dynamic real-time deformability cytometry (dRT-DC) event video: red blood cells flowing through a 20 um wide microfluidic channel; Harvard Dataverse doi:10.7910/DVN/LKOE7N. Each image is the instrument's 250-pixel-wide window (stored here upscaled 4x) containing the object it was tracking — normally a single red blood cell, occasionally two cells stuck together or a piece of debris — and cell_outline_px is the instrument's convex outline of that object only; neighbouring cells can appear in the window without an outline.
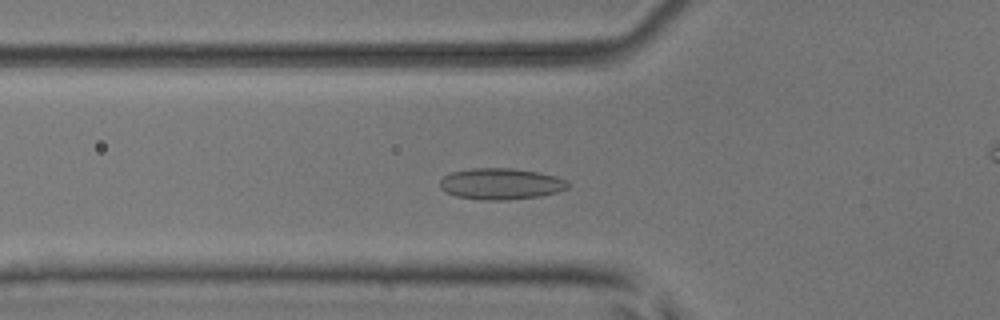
{"species": "common noctule bat (a hibernating species)", "species_latin": "Nyctalus noctula", "temperature_condition": "room temperature", "stored_images_in_passage": 40, "camera_frame_rate_fps": 3000, "um_per_image_px": 0.085, "animal": {"sex": "male", "body_mass_g": 17.9, "forearm_length_mm": 54.2}, "frame": {"image": 1, "passage_image": 5, "time_ms": 1.333, "image_size_px": [1000, 320], "cell_outline_px": [[568, 188], [556, 192], [540, 196], [508, 200], [484, 200], [456, 196], [440, 188], [440, 180], [444, 176], [452, 172], [472, 168], [512, 168], [536, 172], [556, 176], [564, 180], [568, 184]], "centroid_in_image_um": [42.55, 15.63], "position_along_channel_um": 83.2, "area_um2": 23.12}}
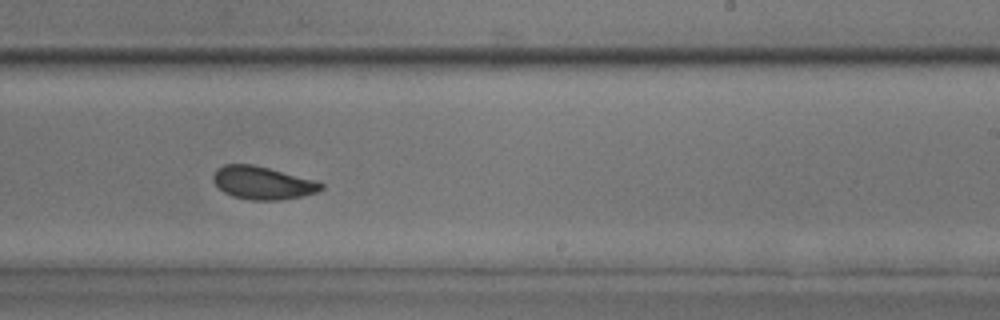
{"frame": {"image": 2, "passage_image": 19, "time_ms": 6.0, "image_size_px": [1000, 320], "cell_outline_px": [[324, 188], [316, 192], [304, 196], [280, 200], [252, 200], [232, 196], [224, 192], [212, 180], [212, 176], [216, 168], [224, 164], [252, 164], [268, 168], [312, 180], [324, 184]], "centroid_in_image_um": [22.28, 15.55], "position_along_channel_um": 266.7, "area_um2": 20.52}}
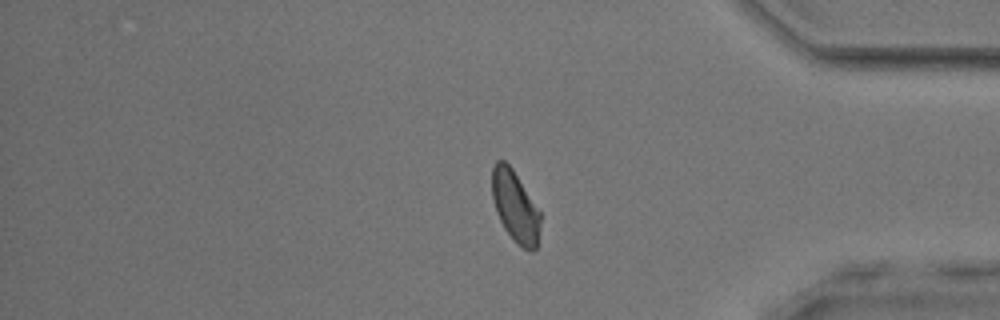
{"frame": {"image": 3, "passage_image": 30, "time_ms": 9.667, "image_size_px": [1000, 320], "cell_outline_px": [[540, 224], [536, 248], [532, 252], [528, 252], [504, 228], [496, 212], [492, 196], [492, 168], [496, 160], [504, 160], [512, 168], [540, 212]], "centroid_in_image_um": [43.78, 17.52], "position_along_channel_um": 391.4, "area_um2": 19.65}, "authors_computed_cell_mechanics": {"area_um2": 20.7791, "velocity_mm_per_s": 3.9412, "shape_relaxation_time_tau1_ms": 4.2254, "shape_relaxation_time_tau2_ms": 1.4833, "deformation_change_tau1": 0.0906, "deformation_change_tau2": 0.0592}}